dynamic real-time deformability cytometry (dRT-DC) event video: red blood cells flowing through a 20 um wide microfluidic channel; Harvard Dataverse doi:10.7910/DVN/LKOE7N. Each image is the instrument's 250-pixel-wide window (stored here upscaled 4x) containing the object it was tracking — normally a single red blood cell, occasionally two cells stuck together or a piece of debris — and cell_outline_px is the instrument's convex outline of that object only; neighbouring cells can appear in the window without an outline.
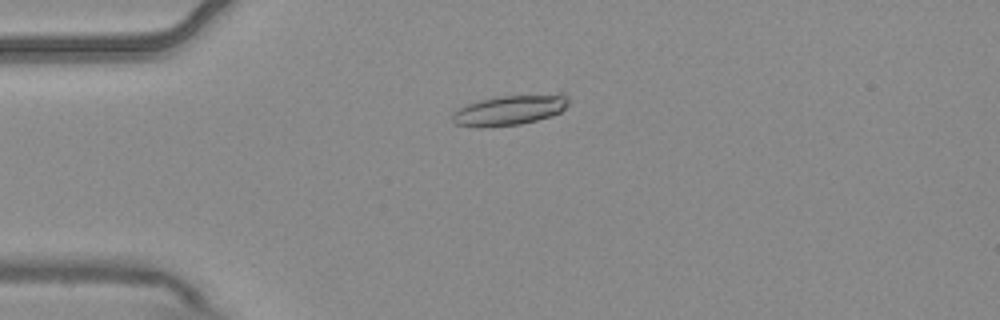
{"species": "common noctule bat (a hibernating species)", "species_latin": "Nyctalus noctula", "temperature_condition": "warm", "stored_images_in_passage": 11, "camera_frame_rate_fps": 3000, "um_per_image_px": 0.085, "animal": {"sex": "male", "body_mass_g": 20.4}, "frame": {"image": 1, "passage_image": 1, "time_ms": 0.0, "image_size_px": [1000, 320], "cell_outline_px": [[572, 100], [560, 112], [552, 116], [520, 124], [480, 128], [476, 128], [456, 124], [452, 120], [452, 112], [468, 104], [480, 100], [496, 96], [560, 92], [564, 92]], "centroid_in_image_um": [43.39, 9.33], "position_along_channel_um": 41.6, "area_um2": 21.04}}
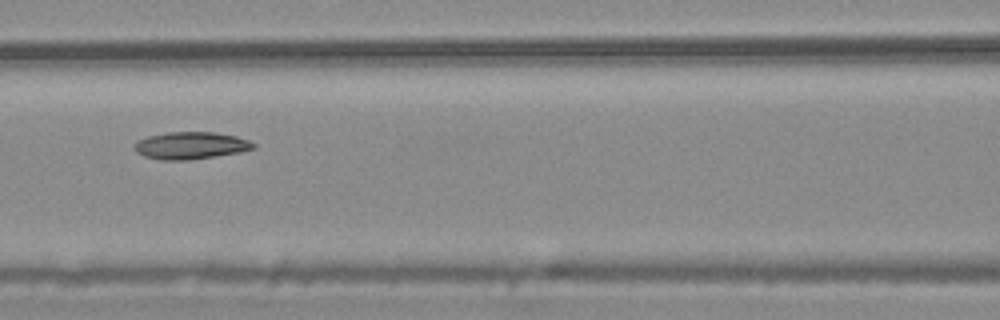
{"frame": {"image": 2, "passage_image": 4, "time_ms": 1.0, "image_size_px": [1000, 320], "cell_outline_px": [[256, 148], [240, 152], [188, 160], [160, 160], [144, 156], [136, 152], [136, 140], [148, 136], [168, 132], [216, 132], [236, 136], [248, 140], [256, 144]], "centroid_in_image_um": [16.22, 12.36], "position_along_channel_um": 150.4, "area_um2": 18.84}}
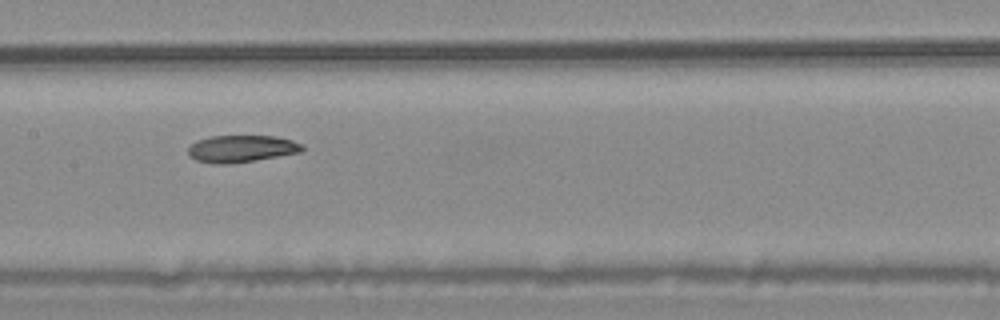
{"frame": {"image": 3, "passage_image": 5, "time_ms": 1.333, "image_size_px": [1000, 320], "cell_outline_px": [[304, 148], [300, 152], [252, 160], [224, 164], [212, 164], [196, 160], [188, 156], [188, 148], [196, 140], [212, 136], [272, 136], [292, 140], [304, 144]], "centroid_in_image_um": [20.48, 12.63], "position_along_channel_um": 186.9, "area_um2": 17.8}}